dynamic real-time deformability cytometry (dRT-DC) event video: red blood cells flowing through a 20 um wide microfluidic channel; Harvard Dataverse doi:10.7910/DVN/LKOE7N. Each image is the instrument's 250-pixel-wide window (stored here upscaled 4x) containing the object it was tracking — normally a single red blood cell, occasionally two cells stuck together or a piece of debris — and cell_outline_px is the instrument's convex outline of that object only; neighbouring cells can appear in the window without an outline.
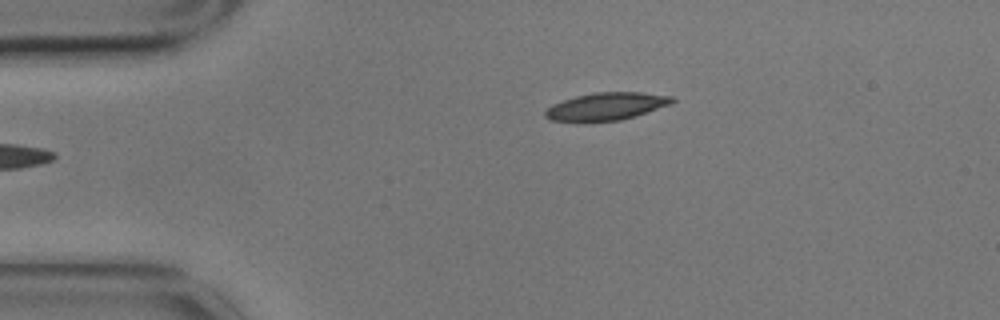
{"species": "common noctule bat (a hibernating species)", "species_latin": "Nyctalus noctula", "temperature_condition": "cold", "stored_images_in_passage": 7, "camera_frame_rate_fps": 3000, "um_per_image_px": 0.085, "animal": {"sex": "male", "body_mass_g": 17.9}, "frame": {"image": 1, "passage_image": 1, "time_ms": 0.0, "image_size_px": [1000, 320], "cell_outline_px": [[676, 100], [672, 104], [620, 120], [552, 120], [544, 116], [544, 112], [552, 104], [576, 96], [596, 92], [640, 92], [672, 96]], "centroid_in_image_um": [51.58, 9.01], "position_along_channel_um": 33.4, "area_um2": 19.83}}
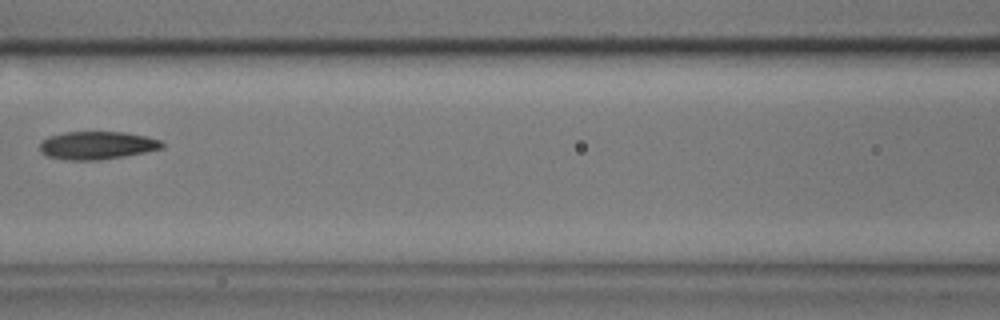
{"frame": {"image": 2, "passage_image": 5, "time_ms": 1.333, "image_size_px": [1000, 320], "cell_outline_px": [[164, 148], [124, 156], [100, 160], [68, 160], [44, 156], [40, 152], [40, 140], [48, 136], [64, 132], [124, 132], [144, 136], [160, 140], [164, 144]], "centroid_in_image_um": [8.19, 12.36], "position_along_channel_um": 158.4, "area_um2": 20.06}}
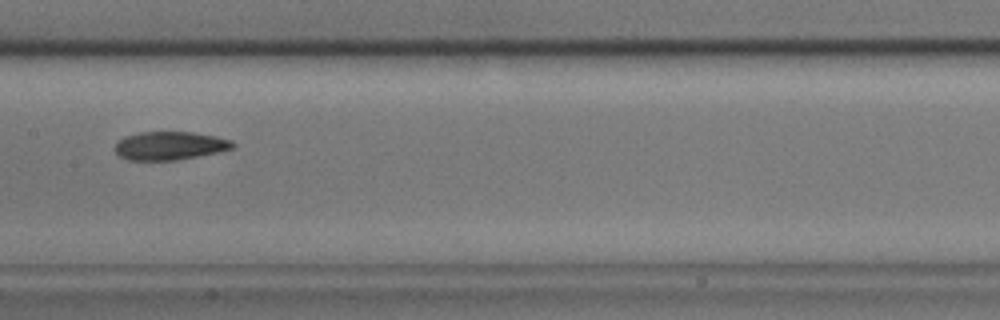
{"frame": {"image": 3, "passage_image": 6, "time_ms": 1.667, "image_size_px": [1000, 320], "cell_outline_px": [[236, 148], [220, 152], [176, 160], [128, 160], [120, 156], [116, 152], [116, 144], [124, 136], [140, 132], [192, 132], [216, 136], [232, 140], [236, 144]], "centroid_in_image_um": [14.5, 12.38], "position_along_channel_um": 192.9, "area_um2": 19.54}}